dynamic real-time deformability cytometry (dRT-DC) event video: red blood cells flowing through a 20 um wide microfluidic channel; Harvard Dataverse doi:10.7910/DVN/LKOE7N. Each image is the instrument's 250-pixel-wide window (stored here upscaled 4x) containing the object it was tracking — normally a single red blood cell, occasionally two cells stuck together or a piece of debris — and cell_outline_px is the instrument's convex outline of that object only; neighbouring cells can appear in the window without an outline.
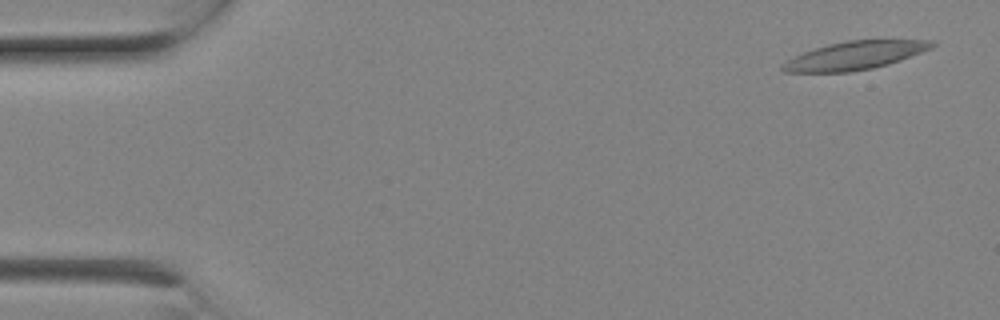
{"species": "Egyptian fruit bat (a non-hibernating species)", "species_latin": "Rousettus aegyptiacus", "temperature_condition": "room temperature", "stored_images_in_passage": 7, "camera_frame_rate_fps": 3000, "um_per_image_px": 0.085, "animal": {"sex": "female"}, "frame": {"image": 1, "passage_image": 1, "time_ms": 0.0, "image_size_px": [1000, 320], "cell_outline_px": [[936, 44], [932, 48], [900, 60], [888, 64], [872, 68], [848, 72], [784, 72], [780, 68], [780, 64], [804, 52], [828, 44], [848, 40], [936, 40]], "centroid_in_image_um": [72.68, 4.71], "position_along_channel_um": 12.3, "area_um2": 24.39}}
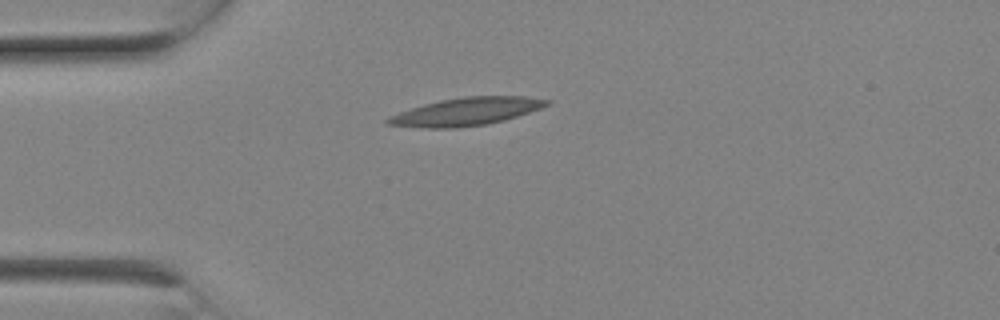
{"frame": {"image": 2, "passage_image": 5, "time_ms": 1.333, "image_size_px": [1000, 320], "cell_outline_px": [[552, 100], [548, 104], [540, 108], [504, 120], [488, 124], [456, 128], [424, 128], [384, 124], [384, 120], [388, 116], [424, 104], [440, 100], [464, 96], [524, 96]], "centroid_in_image_um": [39.59, 9.49], "position_along_channel_um": 45.4, "area_um2": 25.72}}
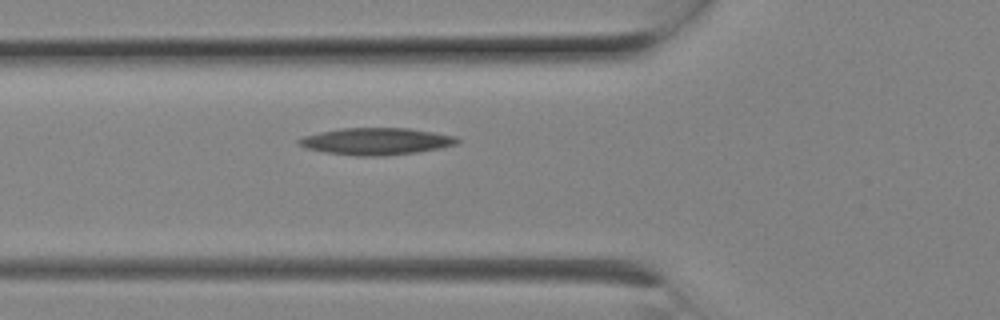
{"frame": {"image": 3, "passage_image": 7, "time_ms": 2.0, "image_size_px": [1000, 320], "cell_outline_px": [[460, 140], [456, 144], [440, 148], [416, 152], [380, 156], [356, 156], [324, 152], [304, 148], [296, 144], [296, 140], [304, 136], [320, 132], [340, 128], [408, 128], [456, 136]], "centroid_in_image_um": [31.92, 12.01], "position_along_channel_um": 93.9, "area_um2": 24.91}}